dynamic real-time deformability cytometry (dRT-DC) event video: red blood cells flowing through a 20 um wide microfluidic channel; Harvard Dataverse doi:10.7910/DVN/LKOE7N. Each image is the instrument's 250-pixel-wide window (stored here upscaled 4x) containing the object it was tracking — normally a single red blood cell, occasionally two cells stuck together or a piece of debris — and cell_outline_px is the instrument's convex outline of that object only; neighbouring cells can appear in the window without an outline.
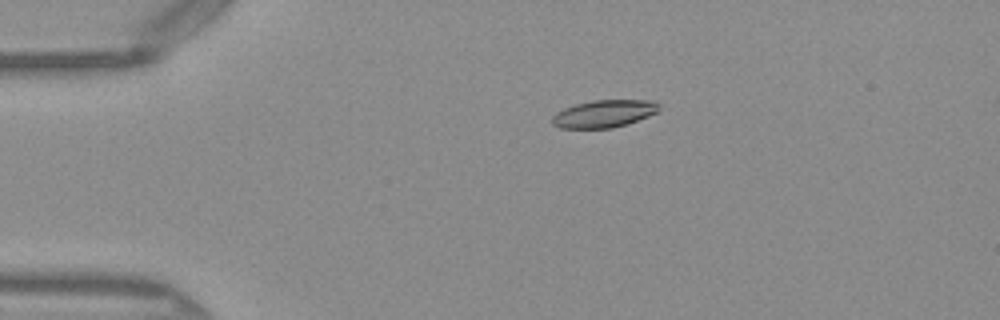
{"species": "Egyptian fruit bat (a non-hibernating species)", "species_latin": "Rousettus aegyptiacus", "temperature_condition": "warm", "stored_images_in_passage": 40, "camera_frame_rate_fps": 3000, "um_per_image_px": 0.085, "frame": {"image": 1, "passage_image": 1, "time_ms": 0.0, "image_size_px": [1000, 320], "cell_outline_px": [[660, 108], [656, 112], [648, 116], [628, 124], [612, 128], [560, 128], [552, 124], [552, 116], [556, 112], [564, 108], [576, 104], [592, 100], [656, 100], [660, 104]], "centroid_in_image_um": [51.35, 9.66], "position_along_channel_um": 33.6, "area_um2": 17.22}}
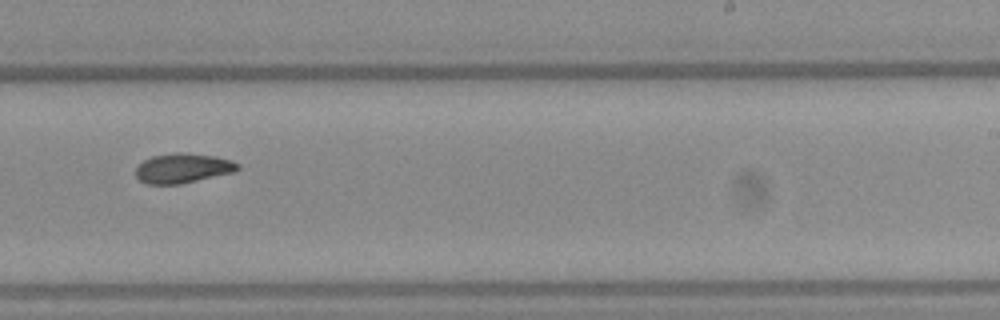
{"frame": {"image": 2, "passage_image": 22, "time_ms": 7.0, "image_size_px": [1000, 320], "cell_outline_px": [[240, 168], [232, 172], [180, 184], [148, 184], [140, 180], [136, 176], [136, 168], [144, 160], [152, 156], [176, 152], [184, 152], [216, 156], [232, 160], [240, 164]], "centroid_in_image_um": [15.55, 14.28], "position_along_channel_um": 273.5, "area_um2": 17.57}}
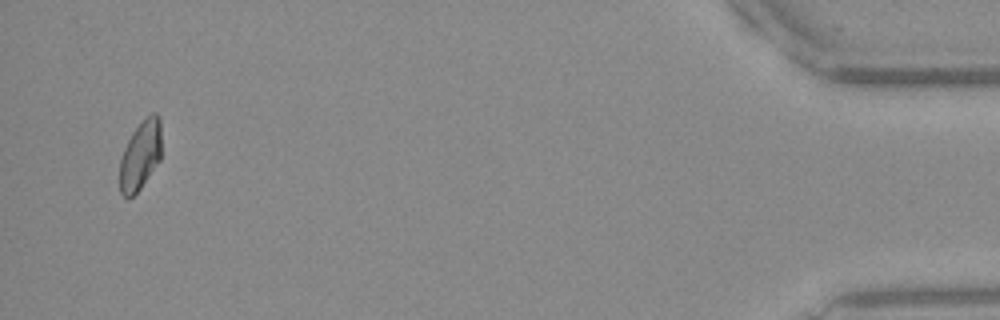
{"frame": {"image": 3, "passage_image": 39, "time_ms": 12.667, "image_size_px": [1000, 320], "cell_outline_px": [[160, 160], [140, 188], [132, 196], [124, 196], [120, 192], [120, 160], [124, 148], [132, 132], [144, 116], [152, 112], [156, 112], [160, 116]], "centroid_in_image_um": [11.93, 13.13], "position_along_channel_um": 423.3, "area_um2": 16.76}, "authors_computed_cell_mechanics": {"area_um2": 17.5134, "velocity_mm_per_s": 4.0758, "shape_relaxation_time_tau1_ms": 7.6039, "shape_relaxation_time_tau2_ms": 4.9493, "deformation_change_tau1": 0.1901, "deformation_change_tau2": 0.1091}}